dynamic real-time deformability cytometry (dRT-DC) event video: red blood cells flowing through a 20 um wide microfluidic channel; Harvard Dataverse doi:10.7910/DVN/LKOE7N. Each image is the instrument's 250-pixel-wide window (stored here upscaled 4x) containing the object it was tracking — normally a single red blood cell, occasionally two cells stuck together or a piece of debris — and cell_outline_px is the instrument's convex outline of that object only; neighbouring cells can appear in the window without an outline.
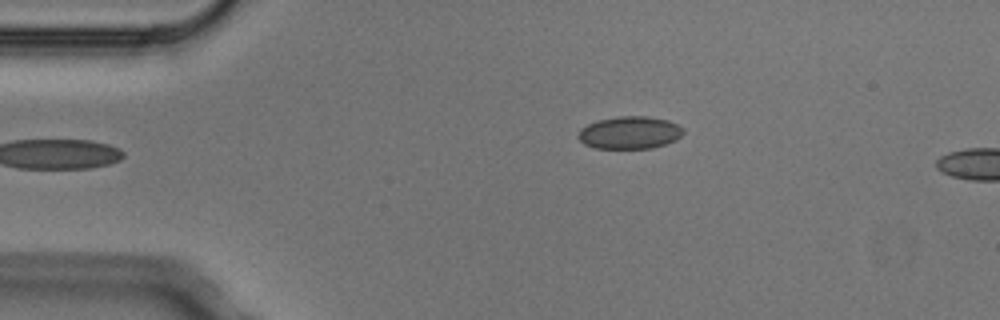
{"species": "Egyptian fruit bat (a non-hibernating species)", "species_latin": "Rousettus aegyptiacus", "temperature_condition": "cold", "stored_images_in_passage": 3, "camera_frame_rate_fps": 3000, "um_per_image_px": 0.085, "animal": {"sex": "male"}, "frame": {"image": 1, "passage_image": 3, "time_ms": 0.667, "image_size_px": [1000, 320], "cell_outline_px": [[684, 132], [676, 140], [652, 148], [596, 148], [584, 144], [576, 136], [580, 128], [588, 124], [600, 120], [620, 116], [648, 116], [668, 120], [684, 128]], "centroid_in_image_um": [53.52, 11.27], "position_along_channel_um": 31.5, "area_um2": 19.88}}